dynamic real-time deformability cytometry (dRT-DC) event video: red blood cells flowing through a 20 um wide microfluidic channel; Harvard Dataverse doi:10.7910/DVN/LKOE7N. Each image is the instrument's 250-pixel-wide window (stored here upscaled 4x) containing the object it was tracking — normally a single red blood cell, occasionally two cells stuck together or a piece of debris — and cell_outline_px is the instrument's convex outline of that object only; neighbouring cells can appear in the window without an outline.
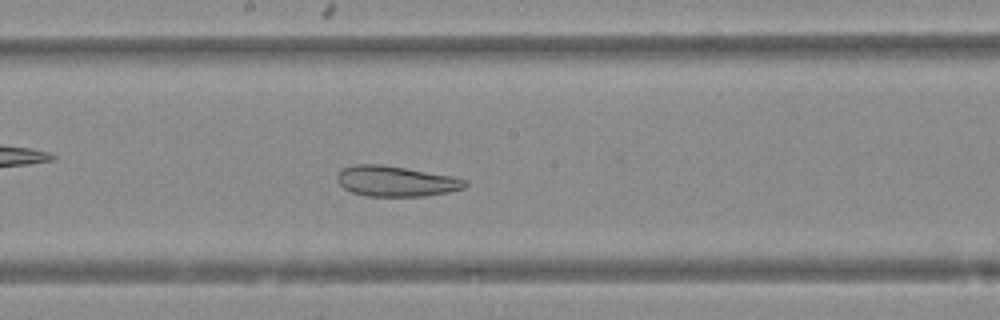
{"species": "Egyptian fruit bat (a non-hibernating species)", "species_latin": "Rousettus aegyptiacus", "temperature_condition": "warm", "stored_images_in_passage": 37, "camera_frame_rate_fps": 3000, "um_per_image_px": 0.085, "animal": {"sex": "female"}, "frame": {"image": 1, "passage_image": 14, "time_ms": 4.333, "image_size_px": [1000, 320], "cell_outline_px": [[468, 184], [464, 188], [448, 192], [424, 196], [368, 196], [352, 192], [344, 188], [336, 180], [336, 176], [344, 168], [356, 164], [380, 164], [452, 176], [468, 180]], "centroid_in_image_um": [33.66, 15.41], "position_along_channel_um": 214.5, "area_um2": 22.54}}
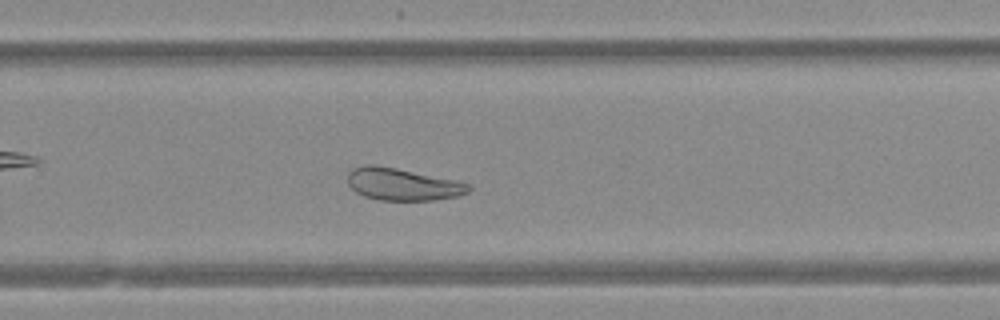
{"frame": {"image": 2, "passage_image": 20, "time_ms": 6.333, "image_size_px": [1000, 320], "cell_outline_px": [[472, 188], [468, 192], [460, 196], [432, 200], [380, 200], [364, 196], [356, 192], [348, 184], [348, 172], [352, 168], [372, 164], [396, 168], [472, 184]], "centroid_in_image_um": [34.22, 15.67], "position_along_channel_um": 295.6, "area_um2": 22.54}}
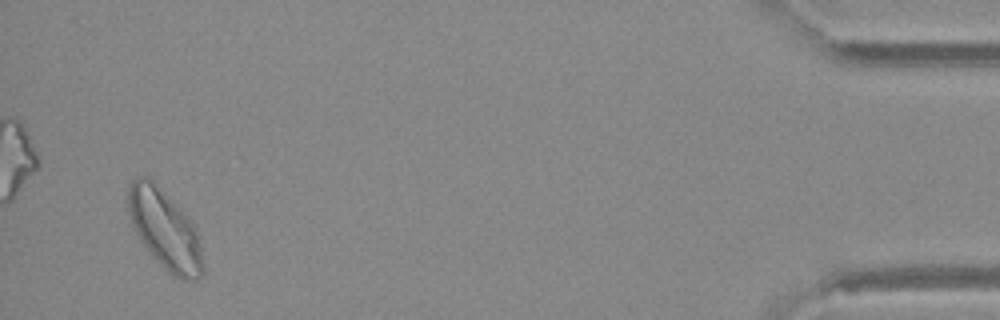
{"frame": {"image": 3, "passage_image": 35, "time_ms": 11.333, "image_size_px": [1000, 320], "cell_outline_px": [[204, 272], [196, 280], [180, 280], [168, 272], [144, 248], [132, 224], [128, 212], [128, 184], [136, 176], [148, 176], [192, 220], [200, 236], [204, 268]], "centroid_in_image_um": [14.03, 19.52], "position_along_channel_um": 421.2, "area_um2": 35.03}}